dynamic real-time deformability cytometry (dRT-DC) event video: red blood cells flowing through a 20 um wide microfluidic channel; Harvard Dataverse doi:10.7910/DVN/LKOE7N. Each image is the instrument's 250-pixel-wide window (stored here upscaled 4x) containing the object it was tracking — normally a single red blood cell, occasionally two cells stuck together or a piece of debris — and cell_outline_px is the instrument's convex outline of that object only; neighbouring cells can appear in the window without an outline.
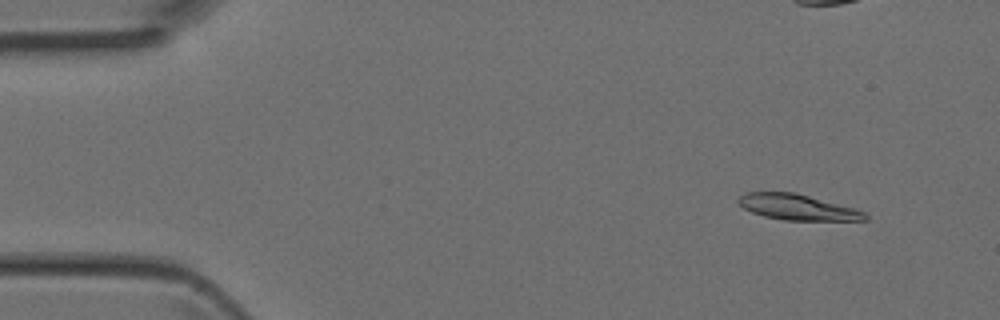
{"species": "Egyptian fruit bat (a non-hibernating species)", "species_latin": "Rousettus aegyptiacus", "temperature_condition": "room temperature", "stored_images_in_passage": 3, "camera_frame_rate_fps": 3000, "um_per_image_px": 0.085, "animal": {"sex": "female"}, "frame": {"image": 1, "passage_image": 1, "time_ms": 0.0, "image_size_px": [1000, 320], "cell_outline_px": [[868, 220], [784, 220], [764, 216], [752, 212], [744, 208], [736, 200], [740, 196], [748, 192], [796, 192], [856, 208], [864, 212], [868, 216]], "centroid_in_image_um": [67.81, 17.6], "position_along_channel_um": 17.2, "area_um2": 18.96}}